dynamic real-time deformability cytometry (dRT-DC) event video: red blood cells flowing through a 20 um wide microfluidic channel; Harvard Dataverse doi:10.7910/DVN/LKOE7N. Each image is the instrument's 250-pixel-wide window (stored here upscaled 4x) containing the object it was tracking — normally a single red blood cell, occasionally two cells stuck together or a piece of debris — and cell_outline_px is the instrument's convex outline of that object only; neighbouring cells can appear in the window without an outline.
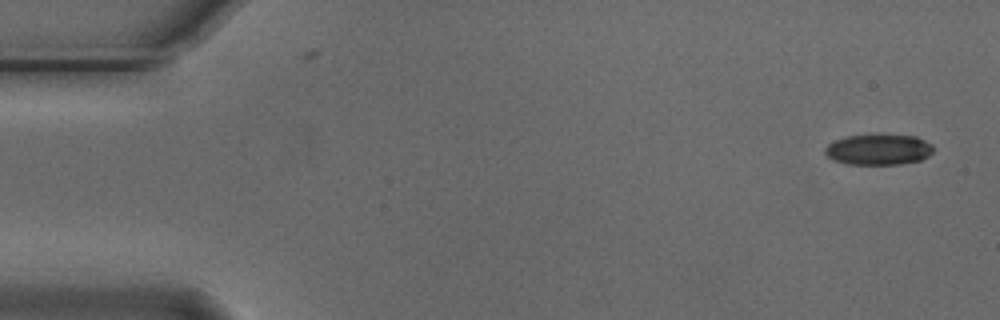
{"species": "Egyptian fruit bat (a non-hibernating species)", "species_latin": "Rousettus aegyptiacus", "temperature_condition": "cold", "stored_images_in_passage": 54, "camera_frame_rate_fps": 3000, "um_per_image_px": 0.085, "animal": {"sex": "male"}, "frame": {"image": 1, "passage_image": 1, "time_ms": 0.0, "image_size_px": [1000, 320], "cell_outline_px": [[932, 152], [928, 156], [920, 160], [900, 164], [848, 164], [832, 160], [824, 152], [824, 148], [828, 144], [836, 140], [848, 136], [916, 136], [932, 144]], "centroid_in_image_um": [74.66, 12.73], "position_along_channel_um": 10.3, "area_um2": 18.96}}
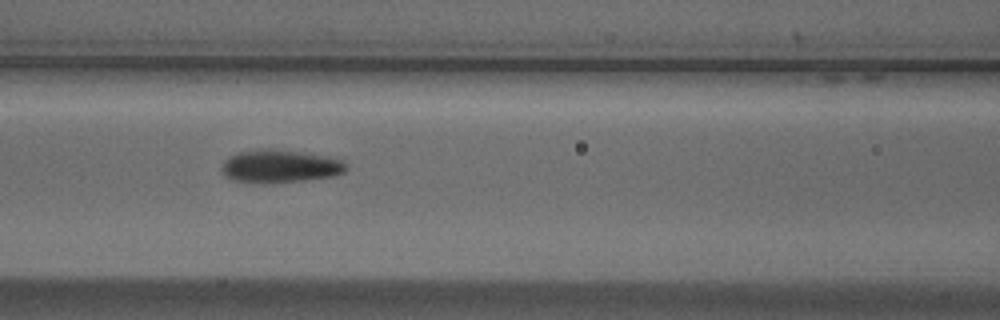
{"frame": {"image": 2, "passage_image": 22, "time_ms": 7.0, "image_size_px": [1000, 320], "cell_outline_px": [[348, 168], [344, 172], [332, 176], [304, 180], [232, 180], [224, 176], [220, 168], [224, 160], [236, 152], [260, 148], [268, 148], [304, 152], [328, 156], [344, 160], [348, 164]], "centroid_in_image_um": [23.83, 14.06], "position_along_channel_um": 142.8, "area_um2": 23.41}}
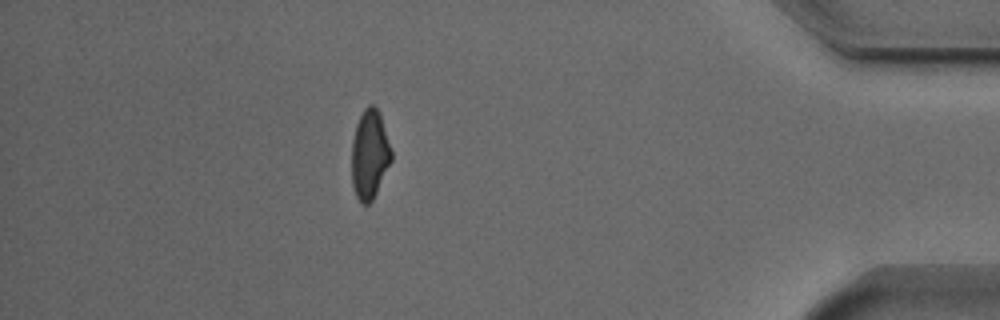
{"frame": {"image": 3, "passage_image": 47, "time_ms": 15.333, "image_size_px": [1000, 320], "cell_outline_px": [[392, 160], [372, 200], [368, 204], [360, 204], [356, 196], [352, 184], [352, 140], [356, 124], [364, 108], [368, 104], [372, 104], [380, 112], [392, 152]], "centroid_in_image_um": [31.41, 13.12], "position_along_channel_um": 403.8, "area_um2": 20.63}, "authors_computed_cell_mechanics": {"area_um2": 21.9062, "velocity_mm_per_s": 3.7176, "shape_relaxation_time_tau1_ms": 5.0688, "shape_relaxation_time_tau2_ms": 2.8027, "deformation_change_tau1": 0.1533, "deformation_change_tau2": 0.0742}}